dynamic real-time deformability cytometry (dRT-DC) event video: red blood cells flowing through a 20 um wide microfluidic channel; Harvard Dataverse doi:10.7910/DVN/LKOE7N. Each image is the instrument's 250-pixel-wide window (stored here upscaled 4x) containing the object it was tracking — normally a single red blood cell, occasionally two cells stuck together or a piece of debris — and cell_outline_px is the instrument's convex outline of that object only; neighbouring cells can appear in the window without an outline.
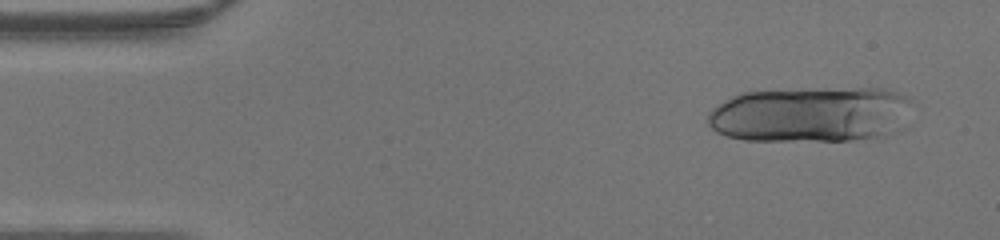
{"species": "human", "species_latin": "Homo sapiens", "temperature_condition": "warm", "stored_images_in_passage": 33, "segment_of_instrument_passage": [1, 2], "camera_frame_rate_fps": 3000, "um_per_image_px": 0.085, "donor": {"sex": "male"}, "frame": {"image": 1, "passage_image": 3, "time_ms": 0.667, "image_size_px": [1000, 240], "cell_outline_px": [[912, 100], [872, 136], [852, 140], [744, 140], [728, 136], [716, 132], [708, 124], [708, 112], [716, 104], [740, 92], [816, 88], [880, 88], [896, 92]], "centroid_in_image_um": [68.53, 9.67], "position_along_channel_um": 16.5, "area_um2": 63.41}}